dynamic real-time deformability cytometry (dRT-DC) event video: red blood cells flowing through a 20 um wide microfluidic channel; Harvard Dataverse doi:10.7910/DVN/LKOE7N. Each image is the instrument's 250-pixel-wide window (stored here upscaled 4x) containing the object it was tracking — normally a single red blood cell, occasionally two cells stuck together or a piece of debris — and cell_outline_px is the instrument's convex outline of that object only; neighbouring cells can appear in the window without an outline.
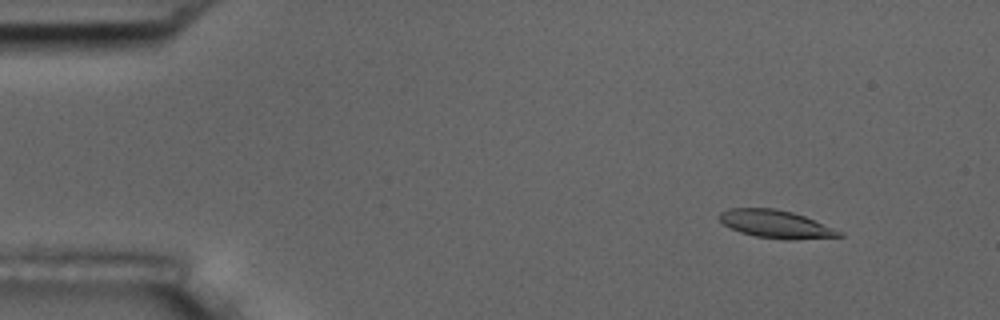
{"species": "common noctule bat (a hibernating species)", "species_latin": "Nyctalus noctula", "temperature_condition": "room temperature", "stored_images_in_passage": 5, "camera_frame_rate_fps": 3000, "um_per_image_px": 0.085, "animal": {"sex": "male", "body_mass_g": 17.5, "forearm_length_mm": 52.3}, "frame": {"image": 1, "passage_image": 2, "time_ms": 1.0, "image_size_px": [1000, 320], "cell_outline_px": [[844, 236], [792, 240], [784, 240], [756, 236], [740, 232], [724, 224], [720, 220], [720, 212], [732, 208], [776, 208], [792, 212], [804, 216], [844, 232]], "centroid_in_image_um": [65.99, 19.06], "position_along_channel_um": 19.0, "area_um2": 19.36}}
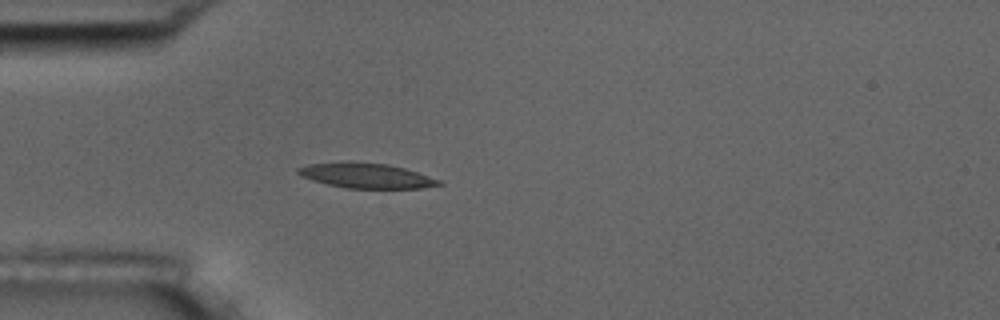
{"frame": {"image": 2, "passage_image": 5, "time_ms": 4.333, "image_size_px": [1000, 320], "cell_outline_px": [[444, 184], [420, 188], [348, 188], [328, 184], [312, 180], [300, 176], [296, 172], [296, 168], [308, 164], [352, 160], [388, 164], [404, 168], [440, 180]], "centroid_in_image_um": [31.07, 14.9], "position_along_channel_um": 53.9, "area_um2": 20.69}}